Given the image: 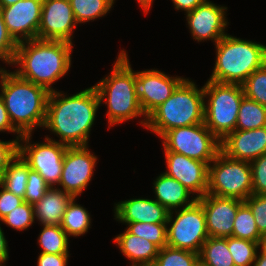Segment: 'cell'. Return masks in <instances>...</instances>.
<instances>
[{
	"instance_id": "cell-17",
	"label": "cell",
	"mask_w": 266,
	"mask_h": 266,
	"mask_svg": "<svg viewBox=\"0 0 266 266\" xmlns=\"http://www.w3.org/2000/svg\"><path fill=\"white\" fill-rule=\"evenodd\" d=\"M166 175L176 179L197 198L208 188V164L173 151H164Z\"/></svg>"
},
{
	"instance_id": "cell-14",
	"label": "cell",
	"mask_w": 266,
	"mask_h": 266,
	"mask_svg": "<svg viewBox=\"0 0 266 266\" xmlns=\"http://www.w3.org/2000/svg\"><path fill=\"white\" fill-rule=\"evenodd\" d=\"M184 79L169 76L155 68L136 71L138 100L145 116L148 117L165 102Z\"/></svg>"
},
{
	"instance_id": "cell-31",
	"label": "cell",
	"mask_w": 266,
	"mask_h": 266,
	"mask_svg": "<svg viewBox=\"0 0 266 266\" xmlns=\"http://www.w3.org/2000/svg\"><path fill=\"white\" fill-rule=\"evenodd\" d=\"M263 242L227 237V246L235 266H252Z\"/></svg>"
},
{
	"instance_id": "cell-36",
	"label": "cell",
	"mask_w": 266,
	"mask_h": 266,
	"mask_svg": "<svg viewBox=\"0 0 266 266\" xmlns=\"http://www.w3.org/2000/svg\"><path fill=\"white\" fill-rule=\"evenodd\" d=\"M27 179L23 199L24 202L34 205L44 196L50 186L37 171L32 170L31 168H29Z\"/></svg>"
},
{
	"instance_id": "cell-2",
	"label": "cell",
	"mask_w": 266,
	"mask_h": 266,
	"mask_svg": "<svg viewBox=\"0 0 266 266\" xmlns=\"http://www.w3.org/2000/svg\"><path fill=\"white\" fill-rule=\"evenodd\" d=\"M73 44L65 41L32 39L18 43L12 66L22 79L54 92L52 85L67 75L72 65Z\"/></svg>"
},
{
	"instance_id": "cell-4",
	"label": "cell",
	"mask_w": 266,
	"mask_h": 266,
	"mask_svg": "<svg viewBox=\"0 0 266 266\" xmlns=\"http://www.w3.org/2000/svg\"><path fill=\"white\" fill-rule=\"evenodd\" d=\"M0 97L13 127L21 134H32L43 127L50 92L0 67Z\"/></svg>"
},
{
	"instance_id": "cell-5",
	"label": "cell",
	"mask_w": 266,
	"mask_h": 266,
	"mask_svg": "<svg viewBox=\"0 0 266 266\" xmlns=\"http://www.w3.org/2000/svg\"><path fill=\"white\" fill-rule=\"evenodd\" d=\"M216 58L208 80L242 85L258 68L266 63V45L225 35L215 45Z\"/></svg>"
},
{
	"instance_id": "cell-41",
	"label": "cell",
	"mask_w": 266,
	"mask_h": 266,
	"mask_svg": "<svg viewBox=\"0 0 266 266\" xmlns=\"http://www.w3.org/2000/svg\"><path fill=\"white\" fill-rule=\"evenodd\" d=\"M0 221L14 208L20 206L24 199L16 196L0 184Z\"/></svg>"
},
{
	"instance_id": "cell-34",
	"label": "cell",
	"mask_w": 266,
	"mask_h": 266,
	"mask_svg": "<svg viewBox=\"0 0 266 266\" xmlns=\"http://www.w3.org/2000/svg\"><path fill=\"white\" fill-rule=\"evenodd\" d=\"M244 96L266 106V63L242 84Z\"/></svg>"
},
{
	"instance_id": "cell-18",
	"label": "cell",
	"mask_w": 266,
	"mask_h": 266,
	"mask_svg": "<svg viewBox=\"0 0 266 266\" xmlns=\"http://www.w3.org/2000/svg\"><path fill=\"white\" fill-rule=\"evenodd\" d=\"M203 207L209 237L232 236L233 221L239 206L244 202L236 198L220 197L206 193L197 199Z\"/></svg>"
},
{
	"instance_id": "cell-38",
	"label": "cell",
	"mask_w": 266,
	"mask_h": 266,
	"mask_svg": "<svg viewBox=\"0 0 266 266\" xmlns=\"http://www.w3.org/2000/svg\"><path fill=\"white\" fill-rule=\"evenodd\" d=\"M17 47L18 43L8 32L0 9V60L6 63V65H12Z\"/></svg>"
},
{
	"instance_id": "cell-39",
	"label": "cell",
	"mask_w": 266,
	"mask_h": 266,
	"mask_svg": "<svg viewBox=\"0 0 266 266\" xmlns=\"http://www.w3.org/2000/svg\"><path fill=\"white\" fill-rule=\"evenodd\" d=\"M253 194H266V154L250 162Z\"/></svg>"
},
{
	"instance_id": "cell-7",
	"label": "cell",
	"mask_w": 266,
	"mask_h": 266,
	"mask_svg": "<svg viewBox=\"0 0 266 266\" xmlns=\"http://www.w3.org/2000/svg\"><path fill=\"white\" fill-rule=\"evenodd\" d=\"M205 126L222 141L235 130L243 87L207 80L203 85Z\"/></svg>"
},
{
	"instance_id": "cell-20",
	"label": "cell",
	"mask_w": 266,
	"mask_h": 266,
	"mask_svg": "<svg viewBox=\"0 0 266 266\" xmlns=\"http://www.w3.org/2000/svg\"><path fill=\"white\" fill-rule=\"evenodd\" d=\"M114 219L118 222L167 223L169 212L155 199L132 198L114 203Z\"/></svg>"
},
{
	"instance_id": "cell-33",
	"label": "cell",
	"mask_w": 266,
	"mask_h": 266,
	"mask_svg": "<svg viewBox=\"0 0 266 266\" xmlns=\"http://www.w3.org/2000/svg\"><path fill=\"white\" fill-rule=\"evenodd\" d=\"M198 259L196 252L165 246L159 249L152 266H196Z\"/></svg>"
},
{
	"instance_id": "cell-12",
	"label": "cell",
	"mask_w": 266,
	"mask_h": 266,
	"mask_svg": "<svg viewBox=\"0 0 266 266\" xmlns=\"http://www.w3.org/2000/svg\"><path fill=\"white\" fill-rule=\"evenodd\" d=\"M97 158L94 152L89 150V146L67 147L59 189L78 198L90 184Z\"/></svg>"
},
{
	"instance_id": "cell-37",
	"label": "cell",
	"mask_w": 266,
	"mask_h": 266,
	"mask_svg": "<svg viewBox=\"0 0 266 266\" xmlns=\"http://www.w3.org/2000/svg\"><path fill=\"white\" fill-rule=\"evenodd\" d=\"M252 211L259 233L266 237V194H252L244 201Z\"/></svg>"
},
{
	"instance_id": "cell-48",
	"label": "cell",
	"mask_w": 266,
	"mask_h": 266,
	"mask_svg": "<svg viewBox=\"0 0 266 266\" xmlns=\"http://www.w3.org/2000/svg\"><path fill=\"white\" fill-rule=\"evenodd\" d=\"M19 0H0V7L11 6L17 3Z\"/></svg>"
},
{
	"instance_id": "cell-25",
	"label": "cell",
	"mask_w": 266,
	"mask_h": 266,
	"mask_svg": "<svg viewBox=\"0 0 266 266\" xmlns=\"http://www.w3.org/2000/svg\"><path fill=\"white\" fill-rule=\"evenodd\" d=\"M28 172L29 165L18 154L0 176V184L11 193L23 198L28 180Z\"/></svg>"
},
{
	"instance_id": "cell-11",
	"label": "cell",
	"mask_w": 266,
	"mask_h": 266,
	"mask_svg": "<svg viewBox=\"0 0 266 266\" xmlns=\"http://www.w3.org/2000/svg\"><path fill=\"white\" fill-rule=\"evenodd\" d=\"M31 139L32 134L22 135L19 139V155L50 187H56L61 179L64 155L68 146L50 136H46L44 142L33 143Z\"/></svg>"
},
{
	"instance_id": "cell-24",
	"label": "cell",
	"mask_w": 266,
	"mask_h": 266,
	"mask_svg": "<svg viewBox=\"0 0 266 266\" xmlns=\"http://www.w3.org/2000/svg\"><path fill=\"white\" fill-rule=\"evenodd\" d=\"M76 197L67 205V208L63 214V218L60 226L66 232L67 236L78 237L83 236L91 228V216L80 204L75 201Z\"/></svg>"
},
{
	"instance_id": "cell-23",
	"label": "cell",
	"mask_w": 266,
	"mask_h": 266,
	"mask_svg": "<svg viewBox=\"0 0 266 266\" xmlns=\"http://www.w3.org/2000/svg\"><path fill=\"white\" fill-rule=\"evenodd\" d=\"M73 196L59 187H50L33 205L34 217L40 225H60L67 205Z\"/></svg>"
},
{
	"instance_id": "cell-19",
	"label": "cell",
	"mask_w": 266,
	"mask_h": 266,
	"mask_svg": "<svg viewBox=\"0 0 266 266\" xmlns=\"http://www.w3.org/2000/svg\"><path fill=\"white\" fill-rule=\"evenodd\" d=\"M220 148L228 157L250 163L266 154V126L251 130L235 129L220 141Z\"/></svg>"
},
{
	"instance_id": "cell-42",
	"label": "cell",
	"mask_w": 266,
	"mask_h": 266,
	"mask_svg": "<svg viewBox=\"0 0 266 266\" xmlns=\"http://www.w3.org/2000/svg\"><path fill=\"white\" fill-rule=\"evenodd\" d=\"M69 254H45L40 253L37 266H67Z\"/></svg>"
},
{
	"instance_id": "cell-45",
	"label": "cell",
	"mask_w": 266,
	"mask_h": 266,
	"mask_svg": "<svg viewBox=\"0 0 266 266\" xmlns=\"http://www.w3.org/2000/svg\"><path fill=\"white\" fill-rule=\"evenodd\" d=\"M8 242L5 238L3 229L1 228L0 224V265L1 266H6L4 265L8 259H9V253H8Z\"/></svg>"
},
{
	"instance_id": "cell-8",
	"label": "cell",
	"mask_w": 266,
	"mask_h": 266,
	"mask_svg": "<svg viewBox=\"0 0 266 266\" xmlns=\"http://www.w3.org/2000/svg\"><path fill=\"white\" fill-rule=\"evenodd\" d=\"M207 193L245 201L253 194L250 163L230 158L220 150L208 165Z\"/></svg>"
},
{
	"instance_id": "cell-44",
	"label": "cell",
	"mask_w": 266,
	"mask_h": 266,
	"mask_svg": "<svg viewBox=\"0 0 266 266\" xmlns=\"http://www.w3.org/2000/svg\"><path fill=\"white\" fill-rule=\"evenodd\" d=\"M175 10L185 11V13H189L194 10L198 5L202 4L206 0H171Z\"/></svg>"
},
{
	"instance_id": "cell-40",
	"label": "cell",
	"mask_w": 266,
	"mask_h": 266,
	"mask_svg": "<svg viewBox=\"0 0 266 266\" xmlns=\"http://www.w3.org/2000/svg\"><path fill=\"white\" fill-rule=\"evenodd\" d=\"M19 154V140H0V176Z\"/></svg>"
},
{
	"instance_id": "cell-27",
	"label": "cell",
	"mask_w": 266,
	"mask_h": 266,
	"mask_svg": "<svg viewBox=\"0 0 266 266\" xmlns=\"http://www.w3.org/2000/svg\"><path fill=\"white\" fill-rule=\"evenodd\" d=\"M266 126V106L243 97L237 115V130H251Z\"/></svg>"
},
{
	"instance_id": "cell-1",
	"label": "cell",
	"mask_w": 266,
	"mask_h": 266,
	"mask_svg": "<svg viewBox=\"0 0 266 266\" xmlns=\"http://www.w3.org/2000/svg\"><path fill=\"white\" fill-rule=\"evenodd\" d=\"M62 92H50L43 129L57 135L59 140L55 141L68 147L88 146L91 128L102 106L98 94L94 86L71 96Z\"/></svg>"
},
{
	"instance_id": "cell-16",
	"label": "cell",
	"mask_w": 266,
	"mask_h": 266,
	"mask_svg": "<svg viewBox=\"0 0 266 266\" xmlns=\"http://www.w3.org/2000/svg\"><path fill=\"white\" fill-rule=\"evenodd\" d=\"M43 0H19L0 7L8 32L17 43L37 39Z\"/></svg>"
},
{
	"instance_id": "cell-29",
	"label": "cell",
	"mask_w": 266,
	"mask_h": 266,
	"mask_svg": "<svg viewBox=\"0 0 266 266\" xmlns=\"http://www.w3.org/2000/svg\"><path fill=\"white\" fill-rule=\"evenodd\" d=\"M199 259L210 266H235L227 238L208 237L202 245Z\"/></svg>"
},
{
	"instance_id": "cell-43",
	"label": "cell",
	"mask_w": 266,
	"mask_h": 266,
	"mask_svg": "<svg viewBox=\"0 0 266 266\" xmlns=\"http://www.w3.org/2000/svg\"><path fill=\"white\" fill-rule=\"evenodd\" d=\"M12 132L13 134H16V139L19 140L22 135L13 127L9 116H8V112L6 110L5 104L3 99L0 97V132L4 133V132Z\"/></svg>"
},
{
	"instance_id": "cell-26",
	"label": "cell",
	"mask_w": 266,
	"mask_h": 266,
	"mask_svg": "<svg viewBox=\"0 0 266 266\" xmlns=\"http://www.w3.org/2000/svg\"><path fill=\"white\" fill-rule=\"evenodd\" d=\"M77 24H85L106 16L115 0H69Z\"/></svg>"
},
{
	"instance_id": "cell-21",
	"label": "cell",
	"mask_w": 266,
	"mask_h": 266,
	"mask_svg": "<svg viewBox=\"0 0 266 266\" xmlns=\"http://www.w3.org/2000/svg\"><path fill=\"white\" fill-rule=\"evenodd\" d=\"M152 184L155 200L168 211L187 207L198 199L179 181L164 172L160 173Z\"/></svg>"
},
{
	"instance_id": "cell-13",
	"label": "cell",
	"mask_w": 266,
	"mask_h": 266,
	"mask_svg": "<svg viewBox=\"0 0 266 266\" xmlns=\"http://www.w3.org/2000/svg\"><path fill=\"white\" fill-rule=\"evenodd\" d=\"M77 25L69 0H43L37 39L73 44Z\"/></svg>"
},
{
	"instance_id": "cell-35",
	"label": "cell",
	"mask_w": 266,
	"mask_h": 266,
	"mask_svg": "<svg viewBox=\"0 0 266 266\" xmlns=\"http://www.w3.org/2000/svg\"><path fill=\"white\" fill-rule=\"evenodd\" d=\"M0 222L16 231L27 230L35 223L34 207L28 202H23L11 210Z\"/></svg>"
},
{
	"instance_id": "cell-10",
	"label": "cell",
	"mask_w": 266,
	"mask_h": 266,
	"mask_svg": "<svg viewBox=\"0 0 266 266\" xmlns=\"http://www.w3.org/2000/svg\"><path fill=\"white\" fill-rule=\"evenodd\" d=\"M160 138L163 151L183 154L208 165L221 150L220 140L205 126V123L170 129Z\"/></svg>"
},
{
	"instance_id": "cell-15",
	"label": "cell",
	"mask_w": 266,
	"mask_h": 266,
	"mask_svg": "<svg viewBox=\"0 0 266 266\" xmlns=\"http://www.w3.org/2000/svg\"><path fill=\"white\" fill-rule=\"evenodd\" d=\"M226 6L206 0L194 10L185 14L191 36L197 42L211 40L214 45L228 33L225 28L229 24L226 19Z\"/></svg>"
},
{
	"instance_id": "cell-28",
	"label": "cell",
	"mask_w": 266,
	"mask_h": 266,
	"mask_svg": "<svg viewBox=\"0 0 266 266\" xmlns=\"http://www.w3.org/2000/svg\"><path fill=\"white\" fill-rule=\"evenodd\" d=\"M37 243L41 247L40 253L69 254V237L60 225H42Z\"/></svg>"
},
{
	"instance_id": "cell-46",
	"label": "cell",
	"mask_w": 266,
	"mask_h": 266,
	"mask_svg": "<svg viewBox=\"0 0 266 266\" xmlns=\"http://www.w3.org/2000/svg\"><path fill=\"white\" fill-rule=\"evenodd\" d=\"M252 266H266V248L263 245L259 247Z\"/></svg>"
},
{
	"instance_id": "cell-6",
	"label": "cell",
	"mask_w": 266,
	"mask_h": 266,
	"mask_svg": "<svg viewBox=\"0 0 266 266\" xmlns=\"http://www.w3.org/2000/svg\"><path fill=\"white\" fill-rule=\"evenodd\" d=\"M195 82L185 78L172 95L148 117L146 127L161 137L166 131L204 123V92Z\"/></svg>"
},
{
	"instance_id": "cell-9",
	"label": "cell",
	"mask_w": 266,
	"mask_h": 266,
	"mask_svg": "<svg viewBox=\"0 0 266 266\" xmlns=\"http://www.w3.org/2000/svg\"><path fill=\"white\" fill-rule=\"evenodd\" d=\"M208 237L205 213L198 200L187 207L169 212L167 246L199 254Z\"/></svg>"
},
{
	"instance_id": "cell-49",
	"label": "cell",
	"mask_w": 266,
	"mask_h": 266,
	"mask_svg": "<svg viewBox=\"0 0 266 266\" xmlns=\"http://www.w3.org/2000/svg\"><path fill=\"white\" fill-rule=\"evenodd\" d=\"M196 266H210L206 263H204L202 260L198 259L197 262H196Z\"/></svg>"
},
{
	"instance_id": "cell-50",
	"label": "cell",
	"mask_w": 266,
	"mask_h": 266,
	"mask_svg": "<svg viewBox=\"0 0 266 266\" xmlns=\"http://www.w3.org/2000/svg\"><path fill=\"white\" fill-rule=\"evenodd\" d=\"M263 246L266 248V237L264 238Z\"/></svg>"
},
{
	"instance_id": "cell-3",
	"label": "cell",
	"mask_w": 266,
	"mask_h": 266,
	"mask_svg": "<svg viewBox=\"0 0 266 266\" xmlns=\"http://www.w3.org/2000/svg\"><path fill=\"white\" fill-rule=\"evenodd\" d=\"M93 86L98 94L99 104L107 105L109 129L138 117L143 118L139 123L146 127L147 117L138 100L136 71L132 69L127 51L123 49L118 53L112 71Z\"/></svg>"
},
{
	"instance_id": "cell-22",
	"label": "cell",
	"mask_w": 266,
	"mask_h": 266,
	"mask_svg": "<svg viewBox=\"0 0 266 266\" xmlns=\"http://www.w3.org/2000/svg\"><path fill=\"white\" fill-rule=\"evenodd\" d=\"M120 252L131 262V266H152L159 247L147 239L124 230L113 239Z\"/></svg>"
},
{
	"instance_id": "cell-47",
	"label": "cell",
	"mask_w": 266,
	"mask_h": 266,
	"mask_svg": "<svg viewBox=\"0 0 266 266\" xmlns=\"http://www.w3.org/2000/svg\"><path fill=\"white\" fill-rule=\"evenodd\" d=\"M138 2V4H140L139 6L144 10V13L147 14L152 7L153 4V0H136Z\"/></svg>"
},
{
	"instance_id": "cell-30",
	"label": "cell",
	"mask_w": 266,
	"mask_h": 266,
	"mask_svg": "<svg viewBox=\"0 0 266 266\" xmlns=\"http://www.w3.org/2000/svg\"><path fill=\"white\" fill-rule=\"evenodd\" d=\"M253 242H264V237L259 233L254 216L249 206L243 202L236 213L233 221L232 236Z\"/></svg>"
},
{
	"instance_id": "cell-32",
	"label": "cell",
	"mask_w": 266,
	"mask_h": 266,
	"mask_svg": "<svg viewBox=\"0 0 266 266\" xmlns=\"http://www.w3.org/2000/svg\"><path fill=\"white\" fill-rule=\"evenodd\" d=\"M126 230L136 236L147 239L160 249L167 246V223H127Z\"/></svg>"
}]
</instances>
